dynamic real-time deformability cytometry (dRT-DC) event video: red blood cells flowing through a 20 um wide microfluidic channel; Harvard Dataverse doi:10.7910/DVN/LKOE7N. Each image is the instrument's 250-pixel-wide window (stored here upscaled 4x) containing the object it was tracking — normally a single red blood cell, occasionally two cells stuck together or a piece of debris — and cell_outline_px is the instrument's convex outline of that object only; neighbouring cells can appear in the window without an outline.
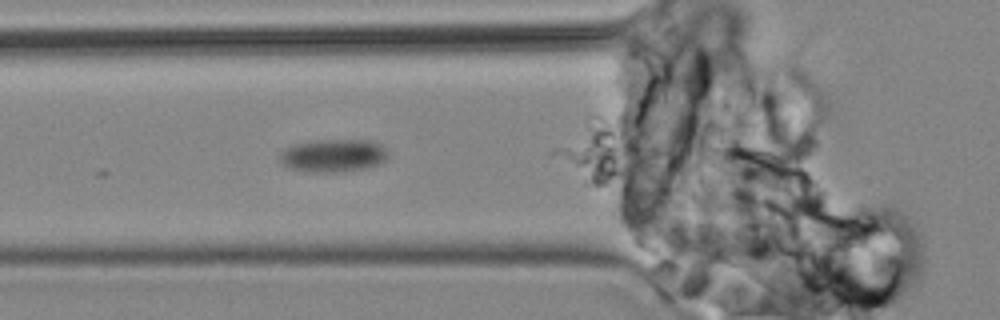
{"species": "common noctule bat (a hibernating species)", "species_latin": "Nyctalus noctula", "temperature_condition": "cold", "stored_images_in_passage": 12, "camera_frame_rate_fps": 3000, "um_per_image_px": 0.085, "animal": {"sex": "male", "body_mass_g": 19.2, "forearm_length_mm": 51.8}, "frame": {"image": 1, "passage_image": 12, "time_ms": 13.667, "image_size_px": [1000, 320], "cell_outline_px": [[388, 156], [380, 164], [368, 168], [344, 172], [324, 172], [292, 168], [284, 164], [280, 160], [280, 152], [284, 148], [296, 144], [312, 140], [372, 140], [380, 144], [384, 148]], "centroid_in_image_um": [28.37, 13.21], "position_along_channel_um": 97.4, "area_um2": 20.63}}